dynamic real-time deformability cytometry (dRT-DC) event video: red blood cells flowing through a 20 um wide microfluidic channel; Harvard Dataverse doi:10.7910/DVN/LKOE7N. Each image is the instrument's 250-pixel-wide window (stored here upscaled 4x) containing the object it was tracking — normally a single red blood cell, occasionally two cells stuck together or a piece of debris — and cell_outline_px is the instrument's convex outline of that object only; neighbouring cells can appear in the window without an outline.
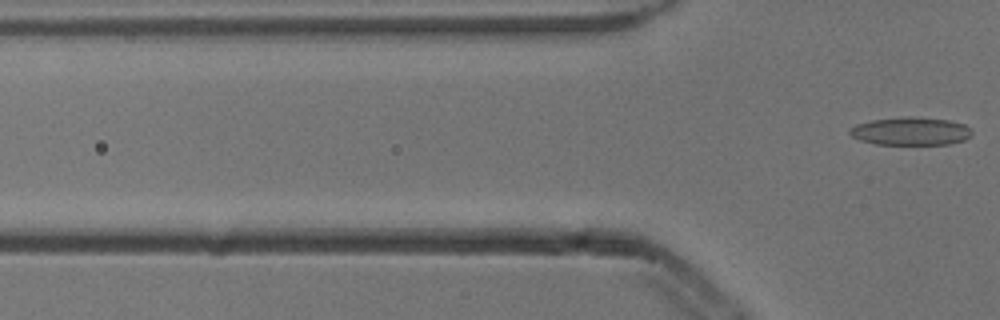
{"species": "common noctule bat (a hibernating species)", "species_latin": "Nyctalus noctula", "temperature_condition": "cold", "stored_images_in_passage": 2, "camera_frame_rate_fps": 3000, "um_per_image_px": 0.085, "animal": {"sex": "male", "body_mass_g": 13.3}, "frame": {"image": 1, "passage_image": 2, "time_ms": 0.333, "image_size_px": [1000, 320], "cell_outline_px": [[972, 136], [964, 140], [948, 144], [876, 144], [860, 140], [852, 136], [848, 132], [856, 124], [872, 120], [904, 116], [912, 116], [948, 120], [964, 124], [972, 132]], "centroid_in_image_um": [77.41, 11.15], "position_along_channel_um": 48.4, "area_um2": 19.88}}